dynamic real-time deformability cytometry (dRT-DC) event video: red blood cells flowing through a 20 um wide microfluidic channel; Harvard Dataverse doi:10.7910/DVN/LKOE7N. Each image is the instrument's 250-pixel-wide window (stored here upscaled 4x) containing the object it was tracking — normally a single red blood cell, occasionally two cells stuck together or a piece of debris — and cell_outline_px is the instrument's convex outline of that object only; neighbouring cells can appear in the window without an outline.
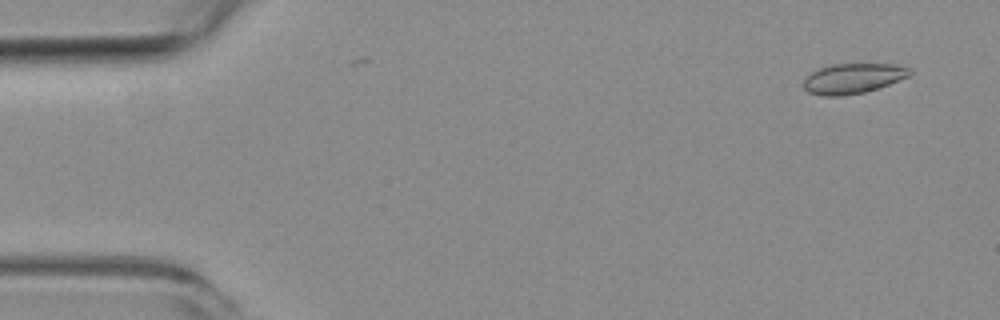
{"species": "common noctule bat (a hibernating species)", "species_latin": "Nyctalus noctula", "temperature_condition": "room temperature", "stored_images_in_passage": 4, "camera_frame_rate_fps": 3000, "um_per_image_px": 0.085, "animal": {"sex": "female", "body_mass_g": 19.3, "forearm_length_mm": 54.1}, "frame": {"image": 1, "passage_image": 1, "time_ms": 0.0, "image_size_px": [1000, 320], "cell_outline_px": [[912, 72], [908, 76], [888, 84], [864, 92], [840, 96], [824, 96], [808, 92], [804, 88], [804, 80], [812, 72], [820, 68], [832, 64], [896, 64], [912, 68]], "centroid_in_image_um": [72.51, 6.66], "position_along_channel_um": 12.5, "area_um2": 18.44}}
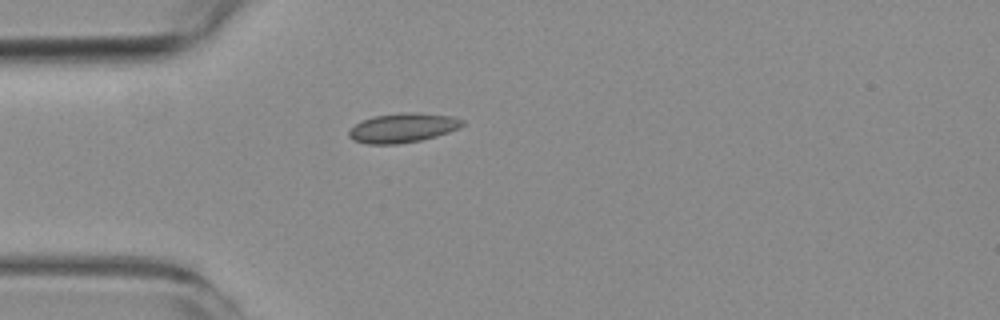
{"frame": {"image": 2, "passage_image": 4, "time_ms": 4.0, "image_size_px": [1000, 320], "cell_outline_px": [[464, 124], [460, 128], [436, 136], [420, 140], [396, 144], [368, 144], [352, 140], [348, 136], [348, 132], [356, 124], [372, 116], [404, 112], [416, 112], [452, 116], [464, 120]], "centroid_in_image_um": [34.25, 10.86], "position_along_channel_um": 50.8, "area_um2": 19.42}}